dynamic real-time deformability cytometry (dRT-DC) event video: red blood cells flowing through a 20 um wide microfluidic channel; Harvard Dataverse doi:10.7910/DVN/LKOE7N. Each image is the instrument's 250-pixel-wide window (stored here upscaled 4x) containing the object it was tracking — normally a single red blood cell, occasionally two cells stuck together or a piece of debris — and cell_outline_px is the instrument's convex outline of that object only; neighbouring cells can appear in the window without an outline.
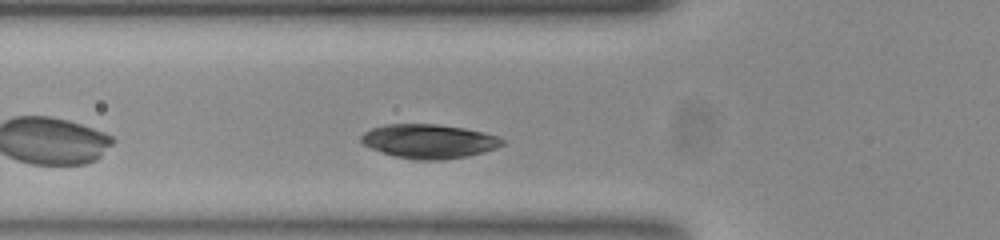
{"species": "common noctule bat (a hibernating species)", "species_latin": "Nyctalus noctula", "temperature_condition": "room temperature", "stored_images_in_passage": 32, "camera_frame_rate_fps": 3000, "um_per_image_px": 0.085, "animal": {"sex": "female", "body_mass_g": 23.0, "forearm_length_mm": 53.4}, "frame": {"image": 1, "passage_image": 6, "time_ms": 1.667, "image_size_px": [1000, 240], "cell_outline_px": [[504, 144], [496, 148], [484, 152], [468, 156], [444, 160], [416, 160], [396, 156], [372, 148], [364, 144], [360, 140], [360, 136], [364, 132], [372, 128], [384, 124], [436, 124], [464, 128], [484, 132], [496, 136], [504, 140]], "centroid_in_image_um": [36.48, 12.0], "position_along_channel_um": 89.3, "area_um2": 27.98}}
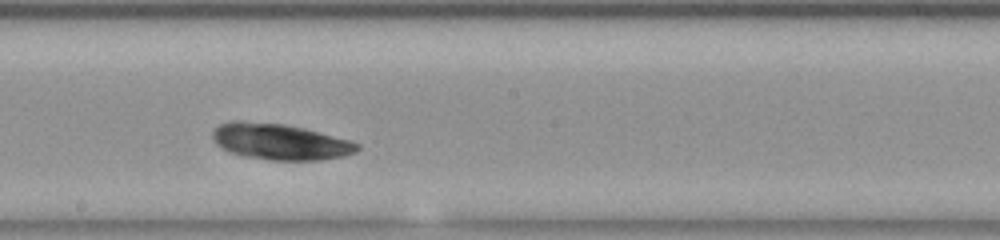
{"frame": {"image": 2, "passage_image": 17, "time_ms": 5.333, "image_size_px": [1000, 240], "cell_outline_px": [[360, 148], [356, 152], [344, 156], [320, 160], [272, 160], [244, 156], [228, 152], [216, 144], [212, 136], [212, 132], [220, 124], [232, 120], [240, 120], [284, 124], [304, 128], [352, 140], [360, 144]], "centroid_in_image_um": [23.82, 12.04], "position_along_channel_um": 224.4, "area_um2": 30.63}}
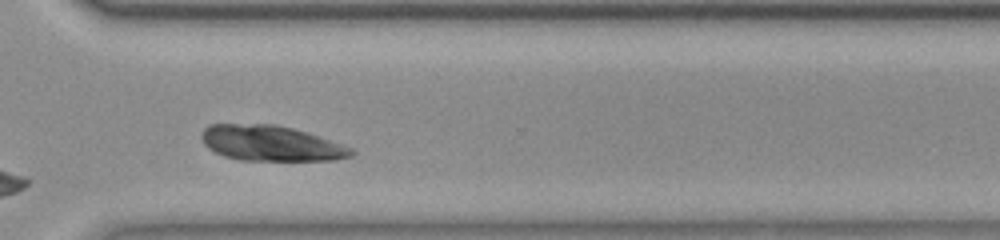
{"frame": {"image": 3, "passage_image": 27, "time_ms": 8.667, "image_size_px": [1000, 240], "cell_outline_px": [[356, 152], [352, 156], [336, 160], [240, 160], [224, 156], [208, 148], [204, 144], [200, 136], [204, 128], [208, 124], [276, 124], [292, 128], [352, 148]], "centroid_in_image_um": [22.98, 12.18], "position_along_channel_um": 347.6, "area_um2": 30.69}, "authors_computed_cell_mechanics": {"area_um2": 28.611, "velocity_mm_per_s": 3.6818, "shape_relaxation_time_tau1_ms": null, "shape_relaxation_time_tau2_ms": 4.1745, "deformation_change_tau1": null, "deformation_change_tau2": 0.0487}}